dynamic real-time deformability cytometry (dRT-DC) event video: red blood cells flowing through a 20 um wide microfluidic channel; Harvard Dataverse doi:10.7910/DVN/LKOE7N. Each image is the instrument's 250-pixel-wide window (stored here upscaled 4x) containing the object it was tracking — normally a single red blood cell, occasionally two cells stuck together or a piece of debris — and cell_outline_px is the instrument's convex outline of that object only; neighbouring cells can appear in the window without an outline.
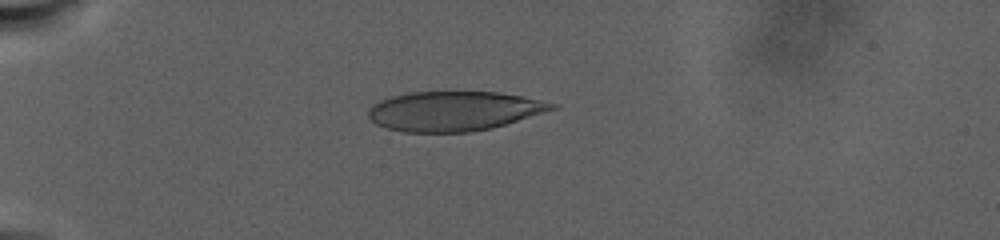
{"species": "human", "species_latin": "Homo sapiens", "temperature_condition": "warm", "stored_images_in_passage": 29, "camera_frame_rate_fps": 3000, "um_per_image_px": 0.085, "donor": {"sex": "male"}, "frame": {"image": 1, "passage_image": 4, "time_ms": 0.667, "image_size_px": [1000, 240], "cell_outline_px": [[560, 108], [492, 128], [468, 132], [404, 132], [384, 128], [376, 124], [368, 116], [368, 108], [372, 104], [380, 100], [392, 96], [408, 92], [500, 92], [524, 96], [556, 104]], "centroid_in_image_um": [38.58, 9.44], "position_along_channel_um": 46.4, "area_um2": 42.6}}
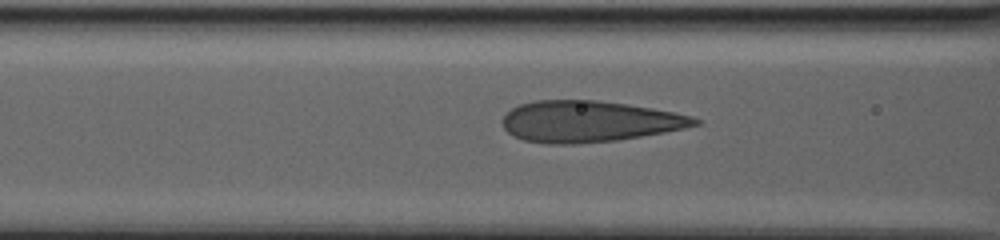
{"frame": {"image": 2, "passage_image": 17, "time_ms": 5.667, "image_size_px": [1000, 240], "cell_outline_px": [[700, 124], [684, 128], [664, 132], [616, 140], [576, 144], [548, 144], [524, 140], [512, 136], [504, 128], [500, 120], [512, 108], [520, 104], [536, 100], [596, 100], [628, 104], [652, 108], [692, 116], [700, 120]], "centroid_in_image_um": [50.03, 10.32], "position_along_channel_um": 116.6, "area_um2": 46.18}}
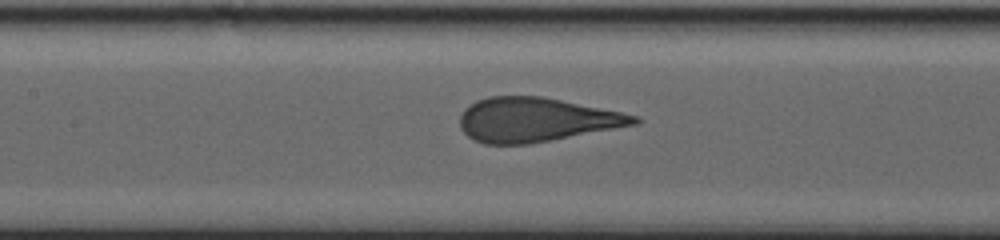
{"frame": {"image": 3, "passage_image": 24, "time_ms": 7.667, "image_size_px": [1000, 240], "cell_outline_px": [[640, 124], [552, 140], [528, 144], [484, 144], [468, 136], [460, 128], [460, 112], [464, 108], [476, 100], [488, 96], [540, 96], [640, 116]], "centroid_in_image_um": [45.55, 10.18], "position_along_channel_um": 161.9, "area_um2": 44.8}}